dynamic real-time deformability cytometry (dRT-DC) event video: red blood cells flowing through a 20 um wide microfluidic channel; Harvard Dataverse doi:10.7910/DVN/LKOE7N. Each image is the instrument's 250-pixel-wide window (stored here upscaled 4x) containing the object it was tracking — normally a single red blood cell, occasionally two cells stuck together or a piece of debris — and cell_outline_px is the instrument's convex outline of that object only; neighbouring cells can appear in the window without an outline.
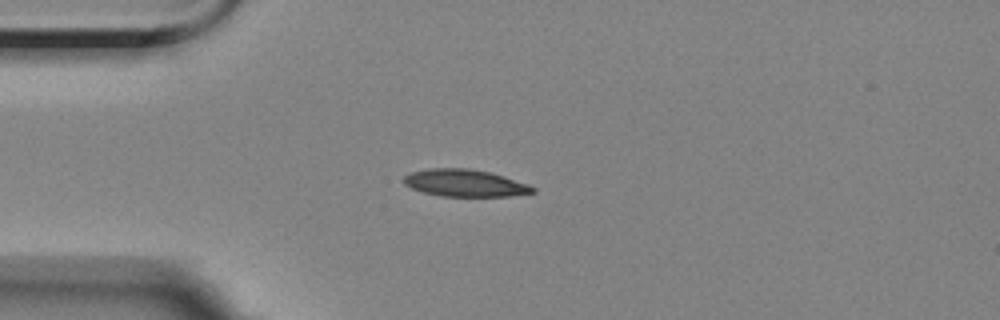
{"species": "Egyptian fruit bat (a non-hibernating species)", "species_latin": "Rousettus aegyptiacus", "temperature_condition": "room temperature", "stored_images_in_passage": 15, "camera_frame_rate_fps": 3000, "um_per_image_px": 0.085, "animal": {"sex": "female"}, "frame": {"image": 1, "passage_image": 4, "time_ms": 4.333, "image_size_px": [1000, 320], "cell_outline_px": [[536, 192], [512, 196], [440, 196], [424, 192], [412, 188], [404, 184], [404, 176], [412, 172], [428, 168], [468, 168], [488, 172], [504, 176], [528, 184], [536, 188]], "centroid_in_image_um": [39.54, 15.56], "position_along_channel_um": 45.5, "area_um2": 20.35}}
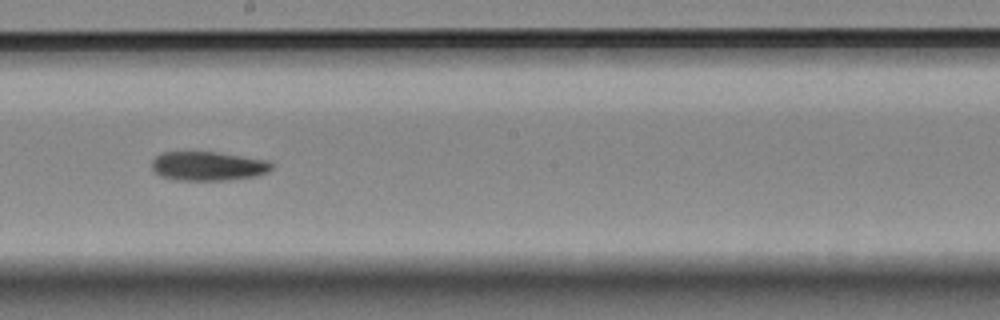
{"frame": {"image": 2, "passage_image": 9, "time_ms": 10.0, "image_size_px": [1000, 320], "cell_outline_px": [[272, 168], [268, 172], [256, 176], [224, 180], [176, 180], [160, 176], [152, 172], [152, 160], [160, 152], [216, 152], [268, 160], [272, 164]], "centroid_in_image_um": [17.65, 14.12], "position_along_channel_um": 230.6, "area_um2": 20.4}}
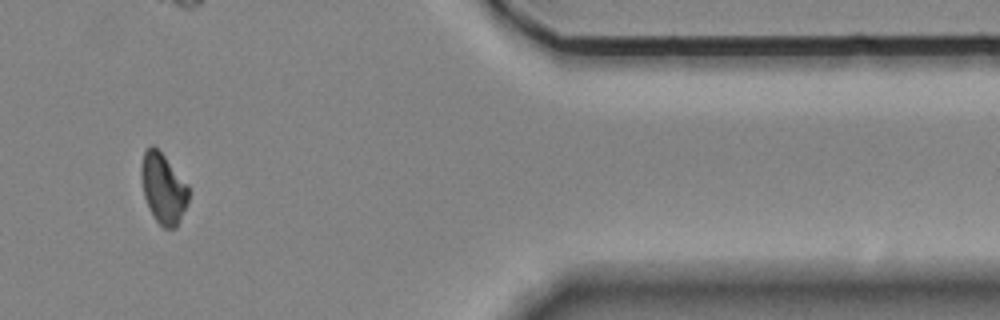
{"frame": {"image": 3, "passage_image": 13, "time_ms": 15.667, "image_size_px": [1000, 320], "cell_outline_px": [[188, 200], [176, 228], [164, 228], [156, 220], [148, 208], [144, 196], [140, 176], [140, 168], [144, 152], [152, 144], [164, 156], [188, 184]], "centroid_in_image_um": [13.85, 16.01], "position_along_channel_um": 397.5, "area_um2": 19.19}}